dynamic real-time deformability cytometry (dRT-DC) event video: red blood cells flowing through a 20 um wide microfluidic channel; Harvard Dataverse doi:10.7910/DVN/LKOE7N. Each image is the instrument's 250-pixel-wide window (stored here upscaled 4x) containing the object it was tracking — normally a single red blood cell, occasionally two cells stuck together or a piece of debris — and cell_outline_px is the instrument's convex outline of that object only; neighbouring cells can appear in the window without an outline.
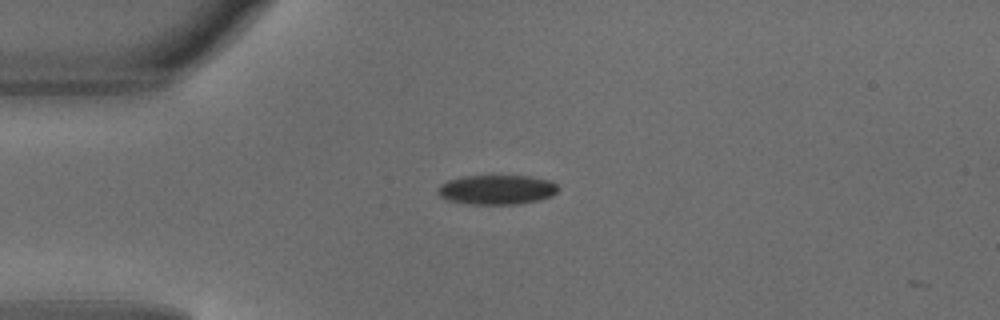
{"species": "common noctule bat (a hibernating species)", "species_latin": "Nyctalus noctula", "temperature_condition": "warm", "stored_images_in_passage": 3, "camera_frame_rate_fps": 3000, "um_per_image_px": 0.085, "animal": {"sex": "male", "body_mass_g": 18.8}, "frame": {"image": 1, "passage_image": 2, "time_ms": 0.333, "image_size_px": [1000, 320], "cell_outline_px": [[560, 188], [552, 196], [540, 200], [516, 204], [472, 204], [448, 200], [440, 196], [436, 192], [436, 188], [440, 184], [448, 180], [464, 176], [528, 176], [552, 180]], "centroid_in_image_um": [42.24, 16.12], "position_along_channel_um": 42.8, "area_um2": 20.87}}
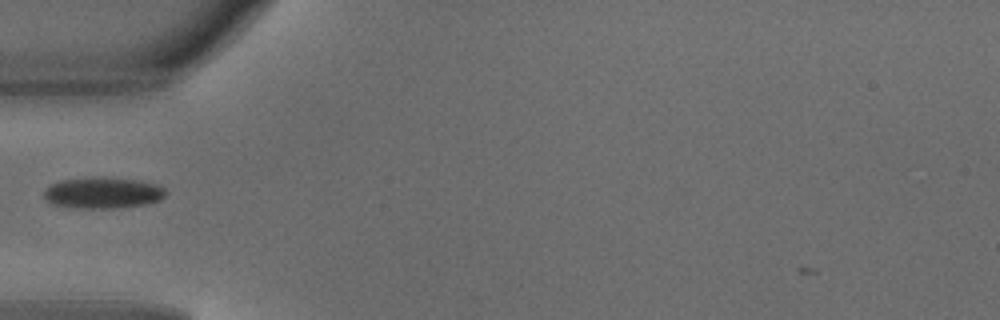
{"frame": {"image": 2, "passage_image": 3, "time_ms": 0.667, "image_size_px": [1000, 320], "cell_outline_px": [[168, 192], [160, 200], [148, 204], [112, 208], [72, 208], [52, 204], [44, 200], [44, 188], [60, 180], [96, 176], [140, 180], [156, 184], [164, 188]], "centroid_in_image_um": [8.72, 16.38], "position_along_channel_um": 76.3, "area_um2": 22.54}}